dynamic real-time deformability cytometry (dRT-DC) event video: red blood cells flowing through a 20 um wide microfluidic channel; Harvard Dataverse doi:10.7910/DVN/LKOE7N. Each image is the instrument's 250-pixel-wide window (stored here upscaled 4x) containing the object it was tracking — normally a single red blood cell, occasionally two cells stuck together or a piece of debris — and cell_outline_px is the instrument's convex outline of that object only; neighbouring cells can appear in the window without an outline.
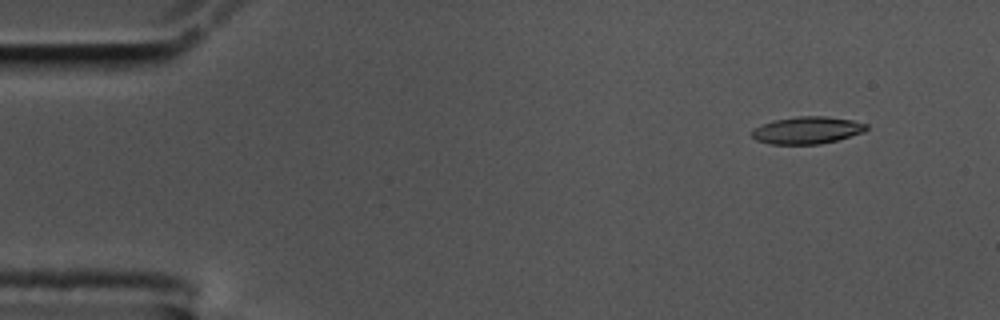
{"species": "common noctule bat (a hibernating species)", "species_latin": "Nyctalus noctula", "temperature_condition": "cold", "stored_images_in_passage": 15, "camera_frame_rate_fps": 3000, "um_per_image_px": 0.085, "animal": {"sex": "male", "body_mass_g": 17.5, "forearm_length_mm": 52.3}, "frame": {"image": 1, "passage_image": 5, "time_ms": 1.333, "image_size_px": [1000, 320], "cell_outline_px": [[868, 128], [864, 132], [836, 140], [820, 144], [768, 144], [756, 140], [752, 136], [752, 128], [772, 120], [796, 116], [828, 116], [852, 120], [868, 124]], "centroid_in_image_um": [68.59, 11.06], "position_along_channel_um": 16.4, "area_um2": 18.32}}